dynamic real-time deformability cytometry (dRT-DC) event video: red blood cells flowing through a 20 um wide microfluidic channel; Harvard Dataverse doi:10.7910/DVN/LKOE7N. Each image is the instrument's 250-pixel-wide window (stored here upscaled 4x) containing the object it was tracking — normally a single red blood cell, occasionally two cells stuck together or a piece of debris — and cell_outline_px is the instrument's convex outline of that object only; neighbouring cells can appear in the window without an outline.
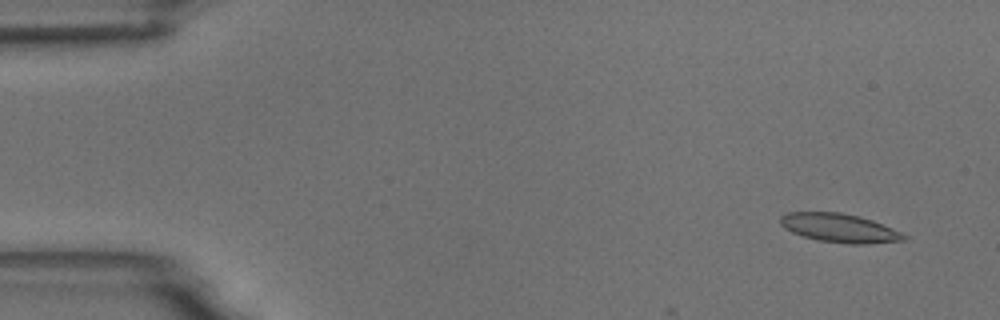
{"species": "common noctule bat (a hibernating species)", "species_latin": "Nyctalus noctula", "temperature_condition": "room temperature", "stored_images_in_passage": 4, "camera_frame_rate_fps": 3000, "um_per_image_px": 0.085, "animal": {"sex": "male", "body_mass_g": 18.8}, "frame": {"image": 1, "passage_image": 1, "time_ms": 0.0, "image_size_px": [1000, 320], "cell_outline_px": [[908, 240], [868, 244], [848, 244], [820, 240], [804, 236], [792, 232], [784, 228], [780, 224], [780, 216], [788, 212], [840, 212], [860, 216], [872, 220], [892, 228], [908, 236]], "centroid_in_image_um": [71.38, 19.38], "position_along_channel_um": 13.6, "area_um2": 20.75}}